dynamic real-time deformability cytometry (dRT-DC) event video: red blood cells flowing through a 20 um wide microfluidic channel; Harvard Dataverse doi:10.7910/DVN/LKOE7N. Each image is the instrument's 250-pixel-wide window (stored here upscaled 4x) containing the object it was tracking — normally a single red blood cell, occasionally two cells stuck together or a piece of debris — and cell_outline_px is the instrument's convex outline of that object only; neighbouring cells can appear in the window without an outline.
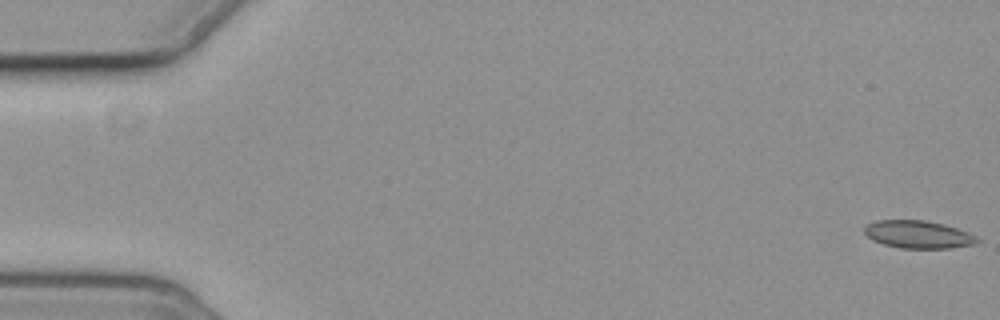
{"species": "common noctule bat (a hibernating species)", "species_latin": "Nyctalus noctula", "temperature_condition": "cold", "stored_images_in_passage": 59, "segment_of_instrument_passage": [1, 2], "camera_frame_rate_fps": 3000, "um_per_image_px": 0.085, "animal": {"sex": "female", "body_mass_g": 19.3, "forearm_length_mm": 54.1}, "frame": {"image": 1, "passage_image": 1, "time_ms": 0.0, "image_size_px": [1000, 320], "cell_outline_px": [[980, 240], [976, 244], [948, 248], [900, 248], [884, 244], [872, 240], [864, 232], [864, 228], [868, 224], [876, 220], [924, 220], [944, 224], [968, 232]], "centroid_in_image_um": [78.04, 19.93], "position_along_channel_um": 7.0, "area_um2": 18.09}}
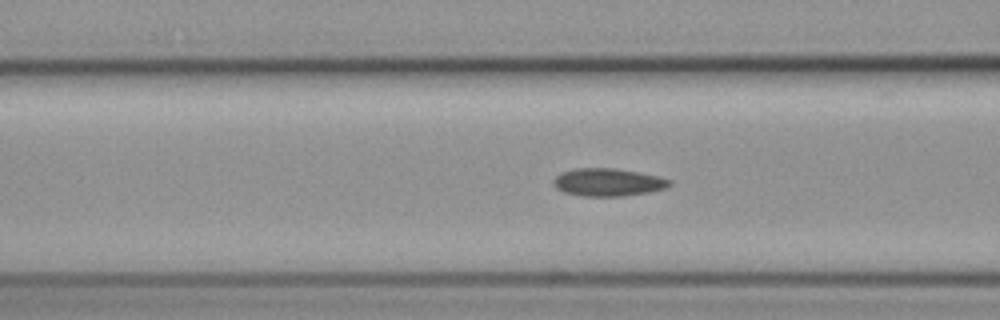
{"frame": {"image": 2, "passage_image": 23, "time_ms": 7.333, "image_size_px": [1000, 320], "cell_outline_px": [[672, 184], [664, 188], [648, 192], [624, 196], [584, 196], [564, 192], [556, 188], [552, 184], [552, 180], [560, 172], [576, 168], [616, 168], [660, 176], [672, 180]], "centroid_in_image_um": [51.66, 15.48], "position_along_channel_um": 114.9, "area_um2": 18.9}}
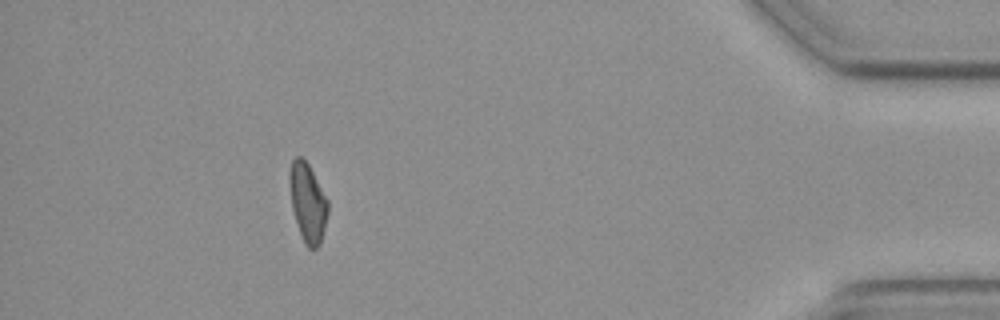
{"frame": {"image": 3, "passage_image": 52, "time_ms": 17.0, "image_size_px": [1000, 320], "cell_outline_px": [[328, 212], [320, 244], [316, 248], [308, 248], [304, 244], [292, 208], [288, 176], [292, 160], [296, 156], [300, 156], [308, 164], [328, 200]], "centroid_in_image_um": [26.15, 17.21], "position_along_channel_um": 409.1, "area_um2": 17.4}}